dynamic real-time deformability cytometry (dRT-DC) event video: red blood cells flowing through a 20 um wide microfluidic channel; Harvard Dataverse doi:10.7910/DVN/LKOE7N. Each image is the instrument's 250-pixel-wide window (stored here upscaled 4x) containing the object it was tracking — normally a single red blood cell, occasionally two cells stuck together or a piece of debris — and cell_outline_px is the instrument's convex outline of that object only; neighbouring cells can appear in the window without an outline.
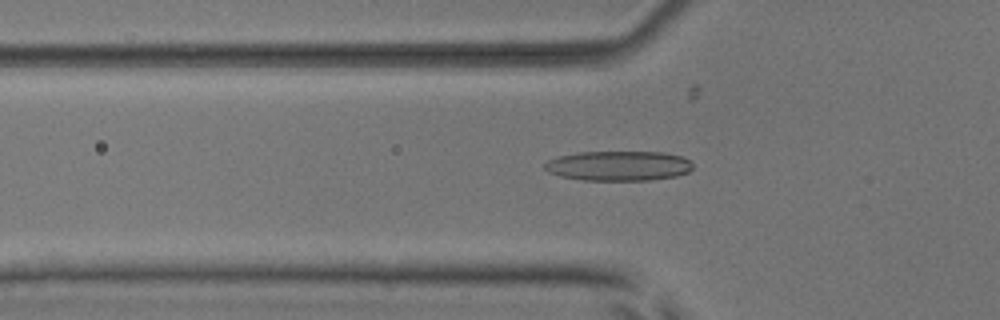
{"species": "common noctule bat (a hibernating species)", "species_latin": "Nyctalus noctula", "temperature_condition": "room temperature", "stored_images_in_passage": 49, "camera_frame_rate_fps": 3000, "um_per_image_px": 0.085, "animal": {"sex": "male", "body_mass_g": 17.9, "forearm_length_mm": 54.2}, "frame": {"image": 1, "passage_image": 14, "time_ms": 4.333, "image_size_px": [1000, 320], "cell_outline_px": [[692, 168], [688, 172], [676, 176], [648, 180], [584, 180], [560, 176], [548, 172], [544, 168], [544, 164], [548, 160], [560, 156], [580, 152], [664, 152], [684, 156], [692, 164]], "centroid_in_image_um": [52.59, 14.09], "position_along_channel_um": 73.2, "area_um2": 25.72}}
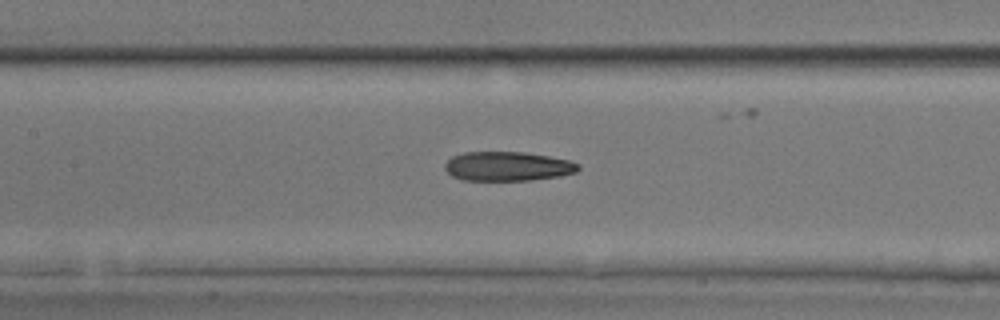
{"frame": {"image": 2, "passage_image": 21, "time_ms": 6.667, "image_size_px": [1000, 320], "cell_outline_px": [[580, 168], [576, 172], [560, 176], [532, 180], [464, 180], [452, 176], [444, 168], [444, 164], [452, 156], [464, 152], [524, 152], [548, 156], [568, 160], [580, 164]], "centroid_in_image_um": [43.15, 14.13], "position_along_channel_um": 164.3, "area_um2": 22.77}}
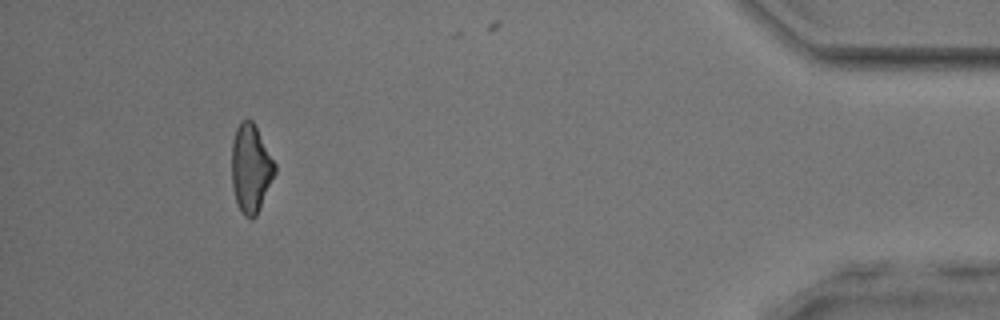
{"frame": {"image": 3, "passage_image": 45, "time_ms": 14.667, "image_size_px": [1000, 320], "cell_outline_px": [[276, 172], [256, 216], [252, 220], [244, 216], [236, 200], [232, 184], [232, 140], [236, 128], [240, 120], [252, 120], [276, 164]], "centroid_in_image_um": [21.31, 14.31], "position_along_channel_um": 413.9, "area_um2": 22.02}, "authors_computed_cell_mechanics": {"area_um2": 23.409, "velocity_mm_per_s": 3.8874, "shape_relaxation_time_tau1_ms": null, "shape_relaxation_time_tau2_ms": 4.1175, "deformation_change_tau1": null, "deformation_change_tau2": 0.1407}}